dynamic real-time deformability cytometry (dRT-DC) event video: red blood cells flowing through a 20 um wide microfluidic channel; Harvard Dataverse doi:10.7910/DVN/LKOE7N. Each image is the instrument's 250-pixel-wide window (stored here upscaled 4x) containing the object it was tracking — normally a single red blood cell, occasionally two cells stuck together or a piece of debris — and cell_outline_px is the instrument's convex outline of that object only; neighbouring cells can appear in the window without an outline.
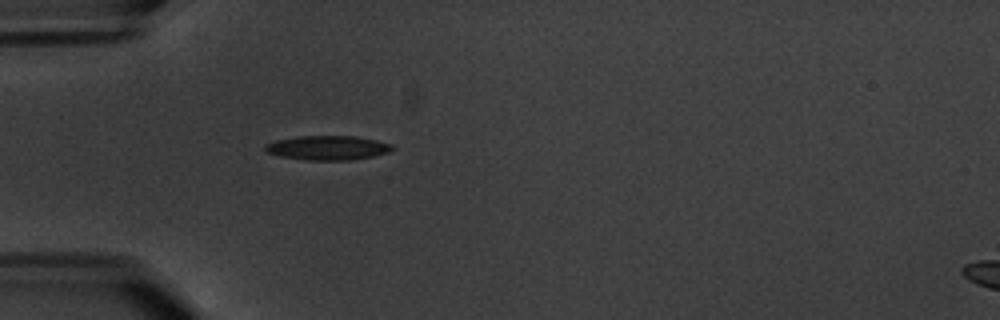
{"species": "common noctule bat (a hibernating species)", "species_latin": "Nyctalus noctula", "temperature_condition": "warm", "stored_images_in_passage": 1, "camera_frame_rate_fps": 3000, "um_per_image_px": 0.085, "animal": {"sex": "male", "body_mass_g": 20.1, "forearm_length_mm": 53.5}, "frame": {"image": 1, "passage_image": 1, "time_ms": 0.0, "image_size_px": [1000, 320], "cell_outline_px": [[396, 148], [388, 152], [372, 156], [348, 160], [304, 160], [280, 156], [264, 152], [264, 144], [276, 140], [296, 136], [356, 136], [376, 140], [392, 144]], "centroid_in_image_um": [27.81, 12.56], "position_along_channel_um": 57.2, "area_um2": 18.15}}